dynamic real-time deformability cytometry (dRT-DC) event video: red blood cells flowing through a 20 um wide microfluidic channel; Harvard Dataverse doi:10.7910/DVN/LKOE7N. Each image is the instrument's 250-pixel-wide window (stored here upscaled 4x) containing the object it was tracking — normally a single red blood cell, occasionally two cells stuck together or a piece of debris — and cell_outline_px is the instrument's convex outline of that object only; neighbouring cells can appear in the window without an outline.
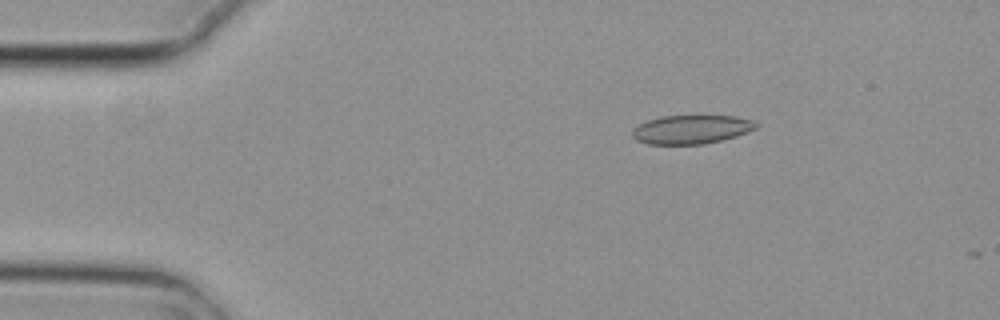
{"species": "common noctule bat (a hibernating species)", "species_latin": "Nyctalus noctula", "temperature_condition": "cold", "stored_images_in_passage": 3, "camera_frame_rate_fps": 3000, "um_per_image_px": 0.085, "animal": {"sex": "female", "body_mass_g": 29.2, "forearm_length_mm": 56.3}, "frame": {"image": 1, "passage_image": 1, "time_ms": 0.0, "image_size_px": [1000, 320], "cell_outline_px": [[760, 124], [756, 128], [736, 136], [704, 144], [648, 144], [636, 140], [632, 136], [632, 128], [648, 120], [660, 116], [736, 116], [752, 120]], "centroid_in_image_um": [58.75, 11.0], "position_along_channel_um": 26.2, "area_um2": 20.69}}